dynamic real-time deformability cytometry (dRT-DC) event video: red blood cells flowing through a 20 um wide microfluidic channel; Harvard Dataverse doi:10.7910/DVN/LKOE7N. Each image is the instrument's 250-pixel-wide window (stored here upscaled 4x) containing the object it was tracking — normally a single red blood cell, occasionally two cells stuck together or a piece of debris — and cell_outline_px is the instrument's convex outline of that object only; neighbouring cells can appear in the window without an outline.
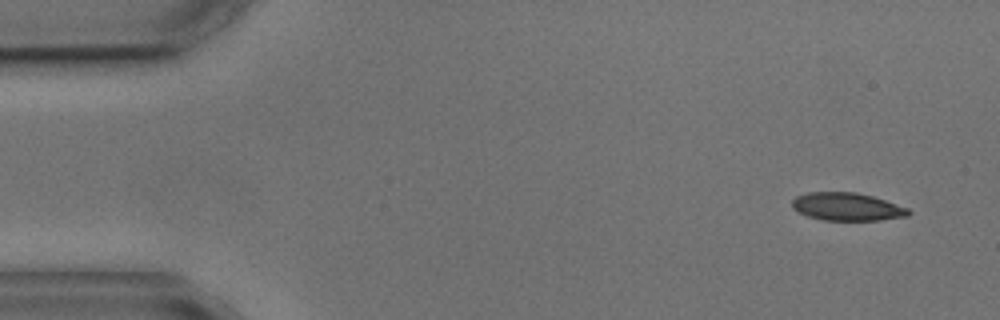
{"species": "common noctule bat (a hibernating species)", "species_latin": "Nyctalus noctula", "temperature_condition": "cold", "stored_images_in_passage": 5, "segment_of_instrument_passage": [1, 2], "camera_frame_rate_fps": 3000, "um_per_image_px": 0.085, "animal": {"sex": "male", "body_mass_g": 17.9, "forearm_length_mm": 54.2}, "frame": {"image": 1, "passage_image": 1, "time_ms": 0.0, "image_size_px": [1000, 320], "cell_outline_px": [[912, 212], [908, 216], [880, 220], [824, 220], [808, 216], [792, 208], [792, 200], [796, 196], [808, 192], [856, 192], [872, 196], [908, 208]], "centroid_in_image_um": [72.0, 17.57], "position_along_channel_um": 13.0, "area_um2": 18.84}}
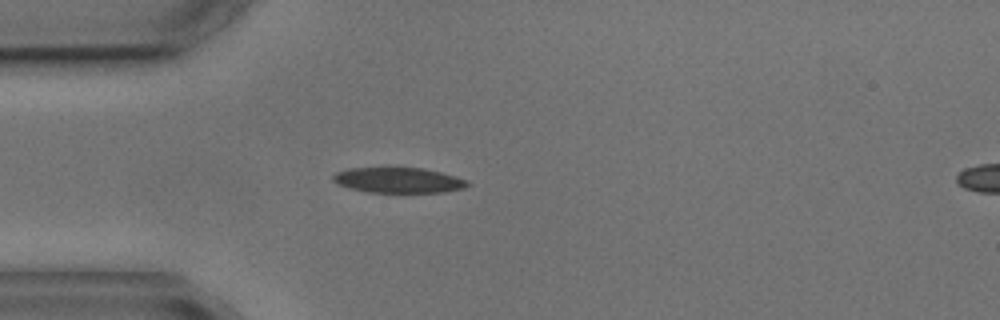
{"frame": {"image": 2, "passage_image": 4, "time_ms": 3.667, "image_size_px": [1000, 320], "cell_outline_px": [[472, 184], [464, 188], [444, 192], [368, 192], [348, 188], [336, 184], [332, 180], [332, 176], [336, 172], [348, 168], [424, 168], [456, 176], [468, 180]], "centroid_in_image_um": [33.87, 15.32], "position_along_channel_um": 51.1, "area_um2": 20.0}}